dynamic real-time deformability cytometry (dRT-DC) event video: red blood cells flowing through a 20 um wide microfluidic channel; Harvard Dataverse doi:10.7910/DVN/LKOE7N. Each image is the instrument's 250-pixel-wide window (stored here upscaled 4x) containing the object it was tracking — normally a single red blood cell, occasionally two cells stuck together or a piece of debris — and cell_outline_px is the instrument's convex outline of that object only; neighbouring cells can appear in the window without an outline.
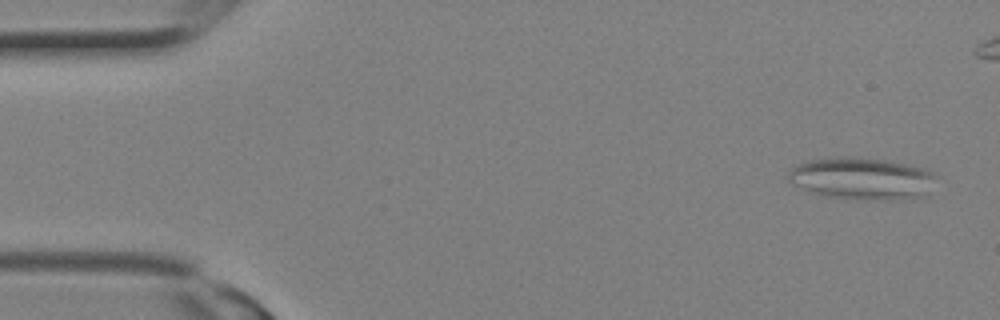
{"species": "Egyptian fruit bat (a non-hibernating species)", "species_latin": "Rousettus aegyptiacus", "temperature_condition": "room temperature", "stored_images_in_passage": 13, "camera_frame_rate_fps": 3000, "um_per_image_px": 0.085, "animal": {"sex": "female"}, "frame": {"image": 1, "passage_image": 1, "time_ms": 0.0, "image_size_px": [1000, 320], "cell_outline_px": [[940, 176], [924, 196], [920, 200], [860, 200], [824, 196], [808, 192], [792, 184], [788, 180], [788, 172], [796, 164], [808, 160], [836, 156], [860, 156], [888, 160], [908, 164], [924, 168], [936, 172]], "centroid_in_image_um": [73.32, 15.18], "position_along_channel_um": 11.7, "area_um2": 37.74}}
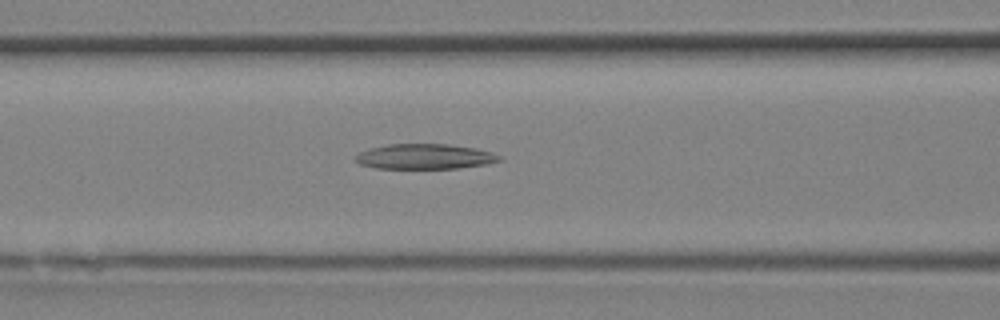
{"frame": {"image": 2, "passage_image": 11, "time_ms": 3.333, "image_size_px": [1000, 320], "cell_outline_px": [[500, 160], [484, 164], [460, 168], [376, 168], [360, 164], [352, 160], [352, 156], [356, 152], [368, 148], [388, 144], [448, 144], [476, 148], [492, 152], [500, 156]], "centroid_in_image_um": [35.99, 13.3], "position_along_channel_um": 130.6, "area_um2": 21.27}}
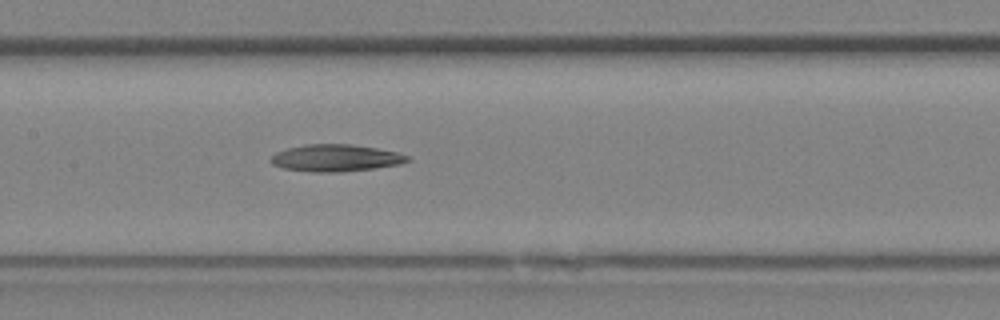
{"frame": {"image": 3, "passage_image": 13, "time_ms": 4.0, "image_size_px": [1000, 320], "cell_outline_px": [[412, 160], [400, 164], [372, 168], [340, 172], [312, 172], [284, 168], [272, 164], [268, 160], [276, 152], [288, 148], [304, 144], [352, 144], [400, 152], [408, 156]], "centroid_in_image_um": [28.54, 13.42], "position_along_channel_um": 178.9, "area_um2": 21.56}}